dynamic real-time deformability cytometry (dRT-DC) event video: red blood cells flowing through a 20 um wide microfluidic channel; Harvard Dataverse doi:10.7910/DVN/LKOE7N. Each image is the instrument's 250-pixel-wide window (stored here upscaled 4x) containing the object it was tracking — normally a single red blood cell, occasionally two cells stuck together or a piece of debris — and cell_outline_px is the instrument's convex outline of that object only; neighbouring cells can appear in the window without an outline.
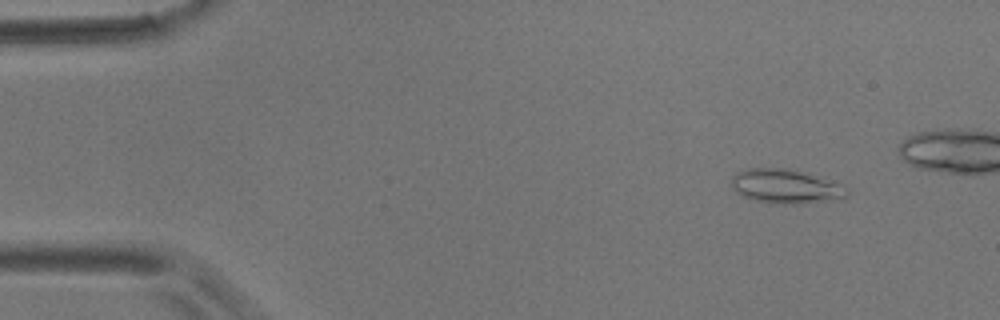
{"species": "common noctule bat (a hibernating species)", "species_latin": "Nyctalus noctula", "temperature_condition": "room temperature", "stored_images_in_passage": 5, "camera_frame_rate_fps": 3000, "um_per_image_px": 0.085, "animal": {"sex": "male", "body_mass_g": 17.9}, "frame": {"image": 1, "passage_image": 2, "time_ms": 1.0, "image_size_px": [1000, 320], "cell_outline_px": [[848, 196], [844, 200], [800, 204], [768, 204], [744, 196], [736, 192], [732, 188], [732, 176], [736, 172], [748, 168], [792, 168], [808, 172], [844, 184], [848, 188]], "centroid_in_image_um": [66.89, 15.85], "position_along_channel_um": 18.1, "area_um2": 23.99}}